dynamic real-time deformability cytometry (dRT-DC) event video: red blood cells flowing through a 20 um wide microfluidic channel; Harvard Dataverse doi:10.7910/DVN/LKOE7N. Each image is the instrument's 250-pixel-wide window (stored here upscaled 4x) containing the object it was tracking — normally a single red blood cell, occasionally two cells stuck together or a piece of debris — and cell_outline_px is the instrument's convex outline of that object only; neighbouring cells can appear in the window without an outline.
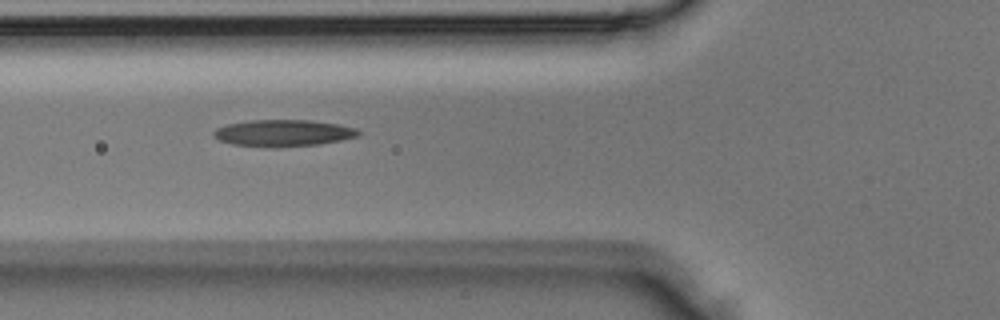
{"species": "Egyptian fruit bat (a non-hibernating species)", "species_latin": "Rousettus aegyptiacus", "temperature_condition": "room temperature", "stored_images_in_passage": 2, "camera_frame_rate_fps": 3000, "um_per_image_px": 0.085, "animal": {"sex": "male"}, "frame": {"image": 1, "passage_image": 2, "time_ms": 0.333, "image_size_px": [1000, 320], "cell_outline_px": [[360, 136], [320, 144], [272, 148], [232, 144], [220, 140], [212, 132], [216, 128], [228, 124], [252, 120], [312, 120], [340, 124], [356, 128], [360, 132]], "centroid_in_image_um": [24.12, 11.31], "position_along_channel_um": 101.7, "area_um2": 22.6}}